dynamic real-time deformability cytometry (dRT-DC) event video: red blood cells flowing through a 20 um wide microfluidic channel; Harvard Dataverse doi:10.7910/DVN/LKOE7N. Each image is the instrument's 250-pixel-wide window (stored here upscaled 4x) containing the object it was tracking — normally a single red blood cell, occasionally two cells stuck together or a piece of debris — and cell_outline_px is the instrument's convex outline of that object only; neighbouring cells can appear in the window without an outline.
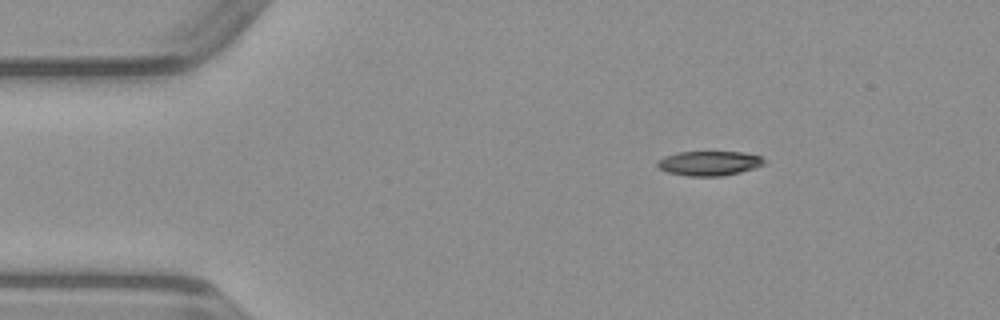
{"species": "common noctule bat (a hibernating species)", "species_latin": "Nyctalus noctula", "temperature_condition": "warm", "stored_images_in_passage": 42, "camera_frame_rate_fps": 3000, "um_per_image_px": 0.085, "animal": {"sex": "male", "body_mass_g": 23.1, "forearm_length_mm": 52.7}, "frame": {"image": 1, "passage_image": 1, "time_ms": 0.0, "image_size_px": [1000, 320], "cell_outline_px": [[768, 164], [740, 172], [724, 176], [688, 176], [668, 172], [660, 168], [656, 164], [656, 160], [664, 156], [676, 152], [744, 152], [760, 156]], "centroid_in_image_um": [60.29, 13.87], "position_along_channel_um": 24.7, "area_um2": 15.43}}
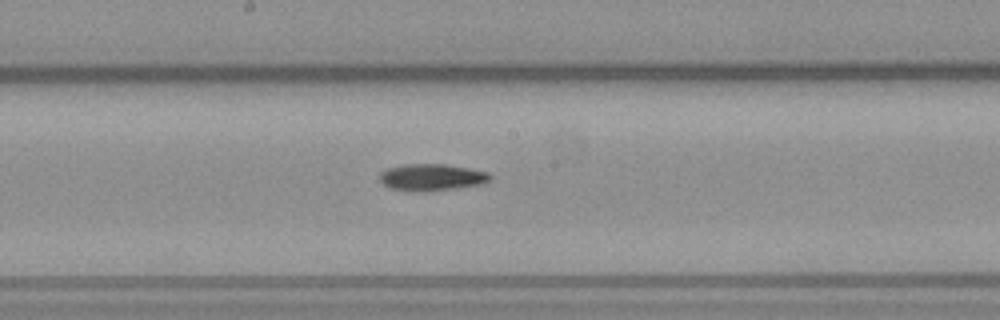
{"frame": {"image": 2, "passage_image": 19, "time_ms": 6.0, "image_size_px": [1000, 320], "cell_outline_px": [[492, 180], [484, 184], [456, 188], [424, 192], [412, 192], [392, 188], [384, 184], [380, 180], [380, 172], [388, 168], [404, 164], [444, 164], [468, 168], [488, 172], [492, 176]], "centroid_in_image_um": [36.73, 15.08], "position_along_channel_um": 211.5, "area_um2": 17.4}}
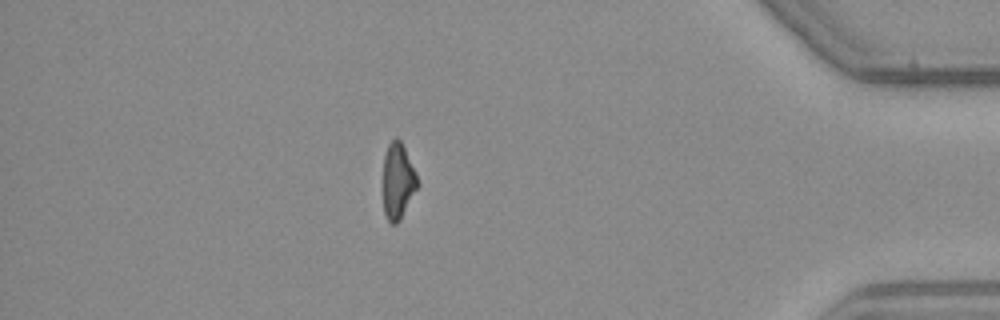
{"frame": {"image": 3, "passage_image": 36, "time_ms": 11.667, "image_size_px": [1000, 320], "cell_outline_px": [[420, 184], [400, 220], [396, 224], [392, 224], [388, 220], [384, 212], [384, 156], [388, 144], [396, 136], [400, 140], [404, 148]], "centroid_in_image_um": [33.83, 15.41], "position_along_channel_um": 401.4, "area_um2": 14.97}}